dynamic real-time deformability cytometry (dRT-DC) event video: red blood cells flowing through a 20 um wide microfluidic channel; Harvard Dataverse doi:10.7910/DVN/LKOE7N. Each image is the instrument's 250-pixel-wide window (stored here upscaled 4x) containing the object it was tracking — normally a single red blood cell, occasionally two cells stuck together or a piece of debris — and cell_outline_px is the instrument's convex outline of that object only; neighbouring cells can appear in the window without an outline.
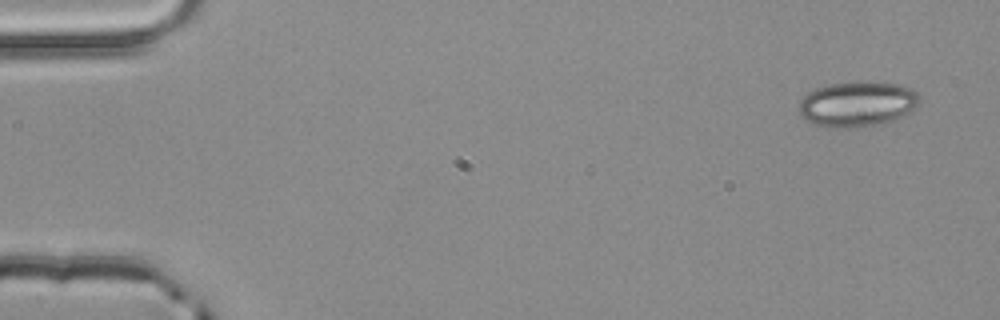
{"species": "common noctule bat (a hibernating species)", "species_latin": "Nyctalus noctula", "temperature_condition": "room temperature", "stored_images_in_passage": 5, "segment_of_instrument_passage": [1, 2], "camera_frame_rate_fps": 3000, "um_per_image_px": 0.085, "animal": {"sex": "male", "body_mass_g": 20.4}, "frame": {"image": 1, "passage_image": 1, "time_ms": 0.0, "image_size_px": [1000, 320], "cell_outline_px": [[920, 100], [912, 112], [892, 120], [856, 128], [824, 128], [812, 124], [800, 116], [800, 100], [808, 92], [816, 88], [832, 84], [852, 80], [872, 80], [900, 84], [912, 88], [920, 96]], "centroid_in_image_um": [72.88, 8.82], "position_along_channel_um": 12.1, "area_um2": 32.6}}